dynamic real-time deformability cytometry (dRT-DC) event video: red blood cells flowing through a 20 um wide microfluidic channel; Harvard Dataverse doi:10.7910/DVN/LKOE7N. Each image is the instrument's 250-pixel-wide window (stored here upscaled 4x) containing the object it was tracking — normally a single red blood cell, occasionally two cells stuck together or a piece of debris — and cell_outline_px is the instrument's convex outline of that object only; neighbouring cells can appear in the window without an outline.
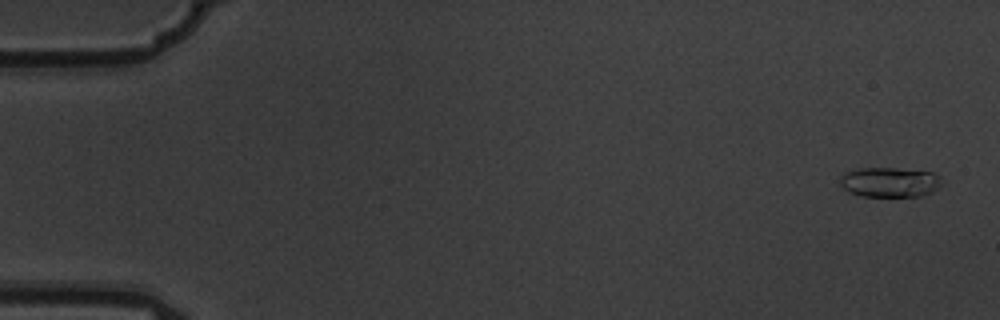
{"species": "common noctule bat (a hibernating species)", "species_latin": "Nyctalus noctula", "temperature_condition": "warm", "stored_images_in_passage": 11, "camera_frame_rate_fps": 3000, "um_per_image_px": 0.085, "animal": {"sex": "male", "body_mass_g": 19.5, "forearm_length_mm": 54.6}, "frame": {"image": 1, "passage_image": 1, "time_ms": 0.0, "image_size_px": [1000, 320], "cell_outline_px": [[940, 176], [936, 188], [932, 192], [920, 196], [864, 196], [848, 192], [840, 184], [840, 176], [844, 172], [860, 168], [896, 168], [932, 172]], "centroid_in_image_um": [75.56, 15.48], "position_along_channel_um": 9.4, "area_um2": 17.51}}
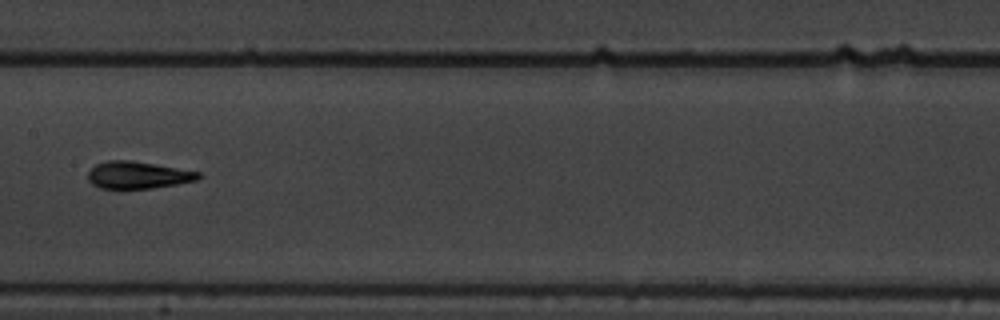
{"frame": {"image": 2, "passage_image": 8, "time_ms": 2.333, "image_size_px": [1000, 320], "cell_outline_px": [[200, 180], [152, 188], [100, 188], [92, 184], [88, 180], [88, 172], [96, 164], [108, 160], [132, 160], [156, 164], [200, 172]], "centroid_in_image_um": [11.73, 14.87], "position_along_channel_um": 195.7, "area_um2": 17.46}}
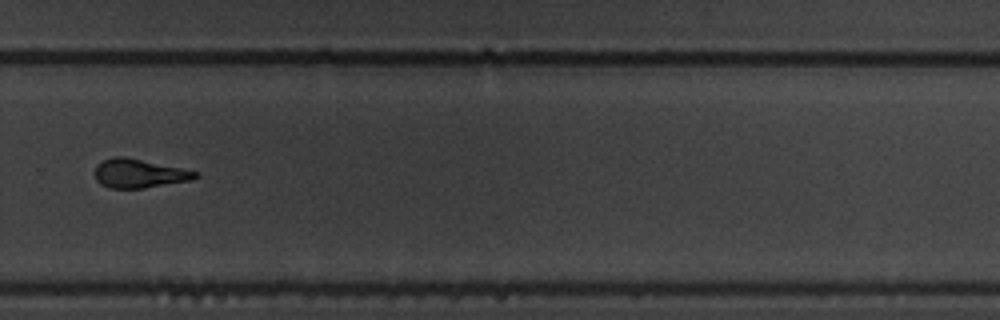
{"frame": {"image": 3, "passage_image": 11, "time_ms": 3.333, "image_size_px": [1000, 320], "cell_outline_px": [[200, 176], [192, 180], [144, 188], [108, 188], [100, 184], [96, 180], [92, 172], [96, 164], [112, 156], [124, 156], [200, 172]], "centroid_in_image_um": [11.78, 14.74], "position_along_channel_um": 318.0, "area_um2": 17.17}}